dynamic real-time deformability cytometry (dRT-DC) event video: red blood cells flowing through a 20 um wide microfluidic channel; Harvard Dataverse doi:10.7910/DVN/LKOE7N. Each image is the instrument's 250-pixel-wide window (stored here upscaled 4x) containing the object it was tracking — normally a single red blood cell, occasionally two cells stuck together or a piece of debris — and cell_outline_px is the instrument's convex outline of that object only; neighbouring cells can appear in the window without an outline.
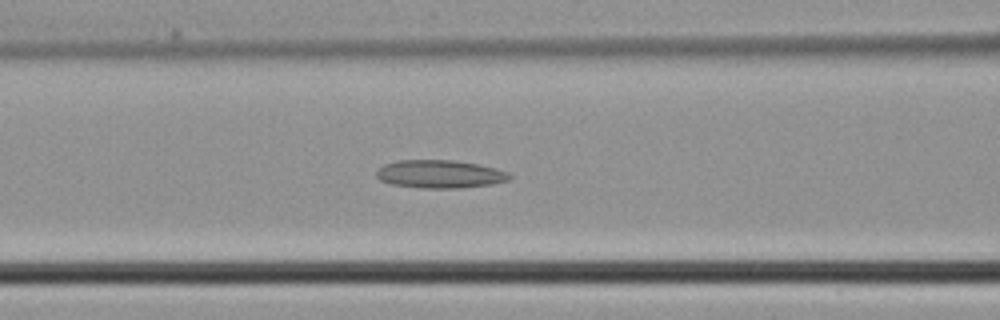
{"species": "common noctule bat (a hibernating species)", "species_latin": "Nyctalus noctula", "temperature_condition": "cold", "stored_images_in_passage": 6, "camera_frame_rate_fps": 3000, "um_per_image_px": 0.085, "animal": {"sex": "male", "body_mass_g": 21.5, "forearm_length_mm": 52.0}, "frame": {"image": 1, "passage_image": 6, "time_ms": 1.667, "image_size_px": [1000, 320], "cell_outline_px": [[512, 176], [508, 180], [492, 184], [460, 188], [424, 188], [392, 184], [380, 180], [376, 176], [376, 172], [384, 164], [400, 160], [452, 160], [476, 164], [508, 172]], "centroid_in_image_um": [37.37, 14.8], "position_along_channel_um": 129.2, "area_um2": 21.5}}